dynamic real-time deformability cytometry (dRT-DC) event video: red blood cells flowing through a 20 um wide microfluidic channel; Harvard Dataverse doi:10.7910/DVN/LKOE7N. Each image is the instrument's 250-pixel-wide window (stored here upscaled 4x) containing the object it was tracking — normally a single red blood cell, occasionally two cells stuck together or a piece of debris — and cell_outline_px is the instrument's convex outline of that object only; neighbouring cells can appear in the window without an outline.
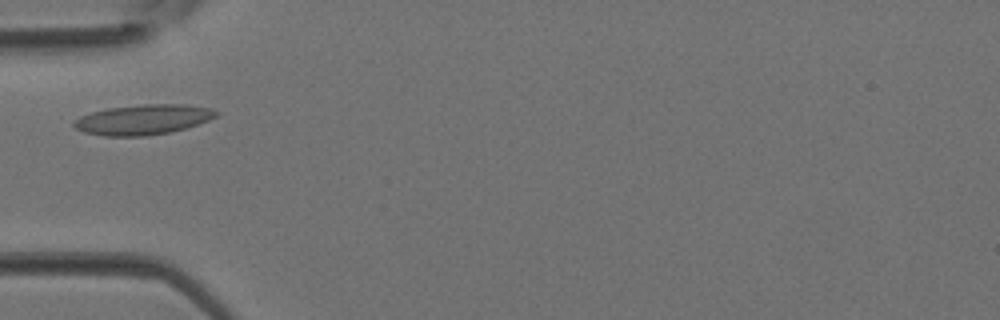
{"species": "Egyptian fruit bat (a non-hibernating species)", "species_latin": "Rousettus aegyptiacus", "temperature_condition": "room temperature", "stored_images_in_passage": 2, "camera_frame_rate_fps": 3000, "um_per_image_px": 0.085, "animal": {"sex": "female"}, "frame": {"image": 1, "passage_image": 2, "time_ms": 0.333, "image_size_px": [1000, 320], "cell_outline_px": [[220, 112], [216, 116], [208, 120], [184, 128], [168, 132], [144, 136], [104, 136], [84, 132], [76, 128], [72, 124], [80, 116], [92, 112], [108, 108], [144, 104], [184, 104], [212, 108]], "centroid_in_image_um": [12.16, 10.16], "position_along_channel_um": 72.8, "area_um2": 24.74}}